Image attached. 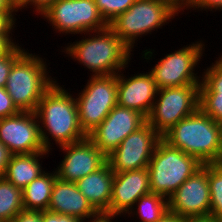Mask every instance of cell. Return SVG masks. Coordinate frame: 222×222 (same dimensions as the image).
<instances>
[{
	"label": "cell",
	"mask_w": 222,
	"mask_h": 222,
	"mask_svg": "<svg viewBox=\"0 0 222 222\" xmlns=\"http://www.w3.org/2000/svg\"><path fill=\"white\" fill-rule=\"evenodd\" d=\"M48 211L84 220L98 211L79 191L76 183L56 178L50 198Z\"/></svg>",
	"instance_id": "obj_18"
},
{
	"label": "cell",
	"mask_w": 222,
	"mask_h": 222,
	"mask_svg": "<svg viewBox=\"0 0 222 222\" xmlns=\"http://www.w3.org/2000/svg\"><path fill=\"white\" fill-rule=\"evenodd\" d=\"M146 122L147 118L137 110L116 105L87 137L105 156H108L129 134Z\"/></svg>",
	"instance_id": "obj_12"
},
{
	"label": "cell",
	"mask_w": 222,
	"mask_h": 222,
	"mask_svg": "<svg viewBox=\"0 0 222 222\" xmlns=\"http://www.w3.org/2000/svg\"><path fill=\"white\" fill-rule=\"evenodd\" d=\"M183 222H220V219H216L215 217L208 215V216L187 217L183 219Z\"/></svg>",
	"instance_id": "obj_40"
},
{
	"label": "cell",
	"mask_w": 222,
	"mask_h": 222,
	"mask_svg": "<svg viewBox=\"0 0 222 222\" xmlns=\"http://www.w3.org/2000/svg\"><path fill=\"white\" fill-rule=\"evenodd\" d=\"M149 193L148 168L114 173L109 213L126 217L138 198Z\"/></svg>",
	"instance_id": "obj_17"
},
{
	"label": "cell",
	"mask_w": 222,
	"mask_h": 222,
	"mask_svg": "<svg viewBox=\"0 0 222 222\" xmlns=\"http://www.w3.org/2000/svg\"><path fill=\"white\" fill-rule=\"evenodd\" d=\"M11 222H43L42 211L23 209L16 214Z\"/></svg>",
	"instance_id": "obj_33"
},
{
	"label": "cell",
	"mask_w": 222,
	"mask_h": 222,
	"mask_svg": "<svg viewBox=\"0 0 222 222\" xmlns=\"http://www.w3.org/2000/svg\"><path fill=\"white\" fill-rule=\"evenodd\" d=\"M49 154V151L32 154H12L3 177L22 190L46 171L41 166L43 162L41 159H45L46 155L49 157Z\"/></svg>",
	"instance_id": "obj_20"
},
{
	"label": "cell",
	"mask_w": 222,
	"mask_h": 222,
	"mask_svg": "<svg viewBox=\"0 0 222 222\" xmlns=\"http://www.w3.org/2000/svg\"><path fill=\"white\" fill-rule=\"evenodd\" d=\"M0 142L12 154H32L46 151L35 112L20 111L0 119Z\"/></svg>",
	"instance_id": "obj_13"
},
{
	"label": "cell",
	"mask_w": 222,
	"mask_h": 222,
	"mask_svg": "<svg viewBox=\"0 0 222 222\" xmlns=\"http://www.w3.org/2000/svg\"><path fill=\"white\" fill-rule=\"evenodd\" d=\"M11 156L12 153L9 151V149L2 142H0V178L3 177Z\"/></svg>",
	"instance_id": "obj_36"
},
{
	"label": "cell",
	"mask_w": 222,
	"mask_h": 222,
	"mask_svg": "<svg viewBox=\"0 0 222 222\" xmlns=\"http://www.w3.org/2000/svg\"><path fill=\"white\" fill-rule=\"evenodd\" d=\"M200 84L158 89L147 122L162 136L199 108Z\"/></svg>",
	"instance_id": "obj_10"
},
{
	"label": "cell",
	"mask_w": 222,
	"mask_h": 222,
	"mask_svg": "<svg viewBox=\"0 0 222 222\" xmlns=\"http://www.w3.org/2000/svg\"><path fill=\"white\" fill-rule=\"evenodd\" d=\"M176 1L182 5L186 0H176Z\"/></svg>",
	"instance_id": "obj_42"
},
{
	"label": "cell",
	"mask_w": 222,
	"mask_h": 222,
	"mask_svg": "<svg viewBox=\"0 0 222 222\" xmlns=\"http://www.w3.org/2000/svg\"><path fill=\"white\" fill-rule=\"evenodd\" d=\"M20 110L13 103L12 98L4 87H0V119L16 115Z\"/></svg>",
	"instance_id": "obj_30"
},
{
	"label": "cell",
	"mask_w": 222,
	"mask_h": 222,
	"mask_svg": "<svg viewBox=\"0 0 222 222\" xmlns=\"http://www.w3.org/2000/svg\"><path fill=\"white\" fill-rule=\"evenodd\" d=\"M199 108L214 121L222 124L221 93H199Z\"/></svg>",
	"instance_id": "obj_27"
},
{
	"label": "cell",
	"mask_w": 222,
	"mask_h": 222,
	"mask_svg": "<svg viewBox=\"0 0 222 222\" xmlns=\"http://www.w3.org/2000/svg\"><path fill=\"white\" fill-rule=\"evenodd\" d=\"M170 146L197 158L203 165L222 163V124L198 108L162 135Z\"/></svg>",
	"instance_id": "obj_3"
},
{
	"label": "cell",
	"mask_w": 222,
	"mask_h": 222,
	"mask_svg": "<svg viewBox=\"0 0 222 222\" xmlns=\"http://www.w3.org/2000/svg\"><path fill=\"white\" fill-rule=\"evenodd\" d=\"M63 157L55 168L57 177L76 183L81 178L97 171L106 162V156L86 137L85 139L59 147ZM65 154V155H64Z\"/></svg>",
	"instance_id": "obj_15"
},
{
	"label": "cell",
	"mask_w": 222,
	"mask_h": 222,
	"mask_svg": "<svg viewBox=\"0 0 222 222\" xmlns=\"http://www.w3.org/2000/svg\"><path fill=\"white\" fill-rule=\"evenodd\" d=\"M185 9L187 11L190 10V13L192 10L201 12H216V10L222 11V0H186L182 4V15L184 14L183 12H185Z\"/></svg>",
	"instance_id": "obj_29"
},
{
	"label": "cell",
	"mask_w": 222,
	"mask_h": 222,
	"mask_svg": "<svg viewBox=\"0 0 222 222\" xmlns=\"http://www.w3.org/2000/svg\"><path fill=\"white\" fill-rule=\"evenodd\" d=\"M45 59L26 50L10 69L5 89L20 111L35 112L43 94L57 80L49 75Z\"/></svg>",
	"instance_id": "obj_5"
},
{
	"label": "cell",
	"mask_w": 222,
	"mask_h": 222,
	"mask_svg": "<svg viewBox=\"0 0 222 222\" xmlns=\"http://www.w3.org/2000/svg\"><path fill=\"white\" fill-rule=\"evenodd\" d=\"M169 211L180 217L208 216L211 212L208 164L191 175L169 198Z\"/></svg>",
	"instance_id": "obj_14"
},
{
	"label": "cell",
	"mask_w": 222,
	"mask_h": 222,
	"mask_svg": "<svg viewBox=\"0 0 222 222\" xmlns=\"http://www.w3.org/2000/svg\"><path fill=\"white\" fill-rule=\"evenodd\" d=\"M157 92L158 87L149 71H137L131 76H125L121 71L117 74V105L121 107L137 110L147 118Z\"/></svg>",
	"instance_id": "obj_16"
},
{
	"label": "cell",
	"mask_w": 222,
	"mask_h": 222,
	"mask_svg": "<svg viewBox=\"0 0 222 222\" xmlns=\"http://www.w3.org/2000/svg\"><path fill=\"white\" fill-rule=\"evenodd\" d=\"M77 95L79 125L88 136L117 105V75L90 76Z\"/></svg>",
	"instance_id": "obj_8"
},
{
	"label": "cell",
	"mask_w": 222,
	"mask_h": 222,
	"mask_svg": "<svg viewBox=\"0 0 222 222\" xmlns=\"http://www.w3.org/2000/svg\"><path fill=\"white\" fill-rule=\"evenodd\" d=\"M161 139L162 136L146 122L106 156L107 163L114 173L147 168Z\"/></svg>",
	"instance_id": "obj_11"
},
{
	"label": "cell",
	"mask_w": 222,
	"mask_h": 222,
	"mask_svg": "<svg viewBox=\"0 0 222 222\" xmlns=\"http://www.w3.org/2000/svg\"><path fill=\"white\" fill-rule=\"evenodd\" d=\"M205 46L201 39L160 58L149 70L158 89L200 84L202 76H198L196 68L200 67Z\"/></svg>",
	"instance_id": "obj_7"
},
{
	"label": "cell",
	"mask_w": 222,
	"mask_h": 222,
	"mask_svg": "<svg viewBox=\"0 0 222 222\" xmlns=\"http://www.w3.org/2000/svg\"><path fill=\"white\" fill-rule=\"evenodd\" d=\"M167 211H169L168 198L159 194L149 193L139 197L126 216L128 218L133 216L132 219L137 216L136 219H139V222H156Z\"/></svg>",
	"instance_id": "obj_22"
},
{
	"label": "cell",
	"mask_w": 222,
	"mask_h": 222,
	"mask_svg": "<svg viewBox=\"0 0 222 222\" xmlns=\"http://www.w3.org/2000/svg\"><path fill=\"white\" fill-rule=\"evenodd\" d=\"M40 17L58 35L82 36L108 27L94 0H56Z\"/></svg>",
	"instance_id": "obj_9"
},
{
	"label": "cell",
	"mask_w": 222,
	"mask_h": 222,
	"mask_svg": "<svg viewBox=\"0 0 222 222\" xmlns=\"http://www.w3.org/2000/svg\"><path fill=\"white\" fill-rule=\"evenodd\" d=\"M114 172L106 162L97 171L76 182L79 191L90 204L101 212H109Z\"/></svg>",
	"instance_id": "obj_19"
},
{
	"label": "cell",
	"mask_w": 222,
	"mask_h": 222,
	"mask_svg": "<svg viewBox=\"0 0 222 222\" xmlns=\"http://www.w3.org/2000/svg\"><path fill=\"white\" fill-rule=\"evenodd\" d=\"M56 0H24L18 6V12L24 11L26 8H32L33 14L42 15ZM34 9V10H33Z\"/></svg>",
	"instance_id": "obj_31"
},
{
	"label": "cell",
	"mask_w": 222,
	"mask_h": 222,
	"mask_svg": "<svg viewBox=\"0 0 222 222\" xmlns=\"http://www.w3.org/2000/svg\"><path fill=\"white\" fill-rule=\"evenodd\" d=\"M0 12H18V7L12 0H0Z\"/></svg>",
	"instance_id": "obj_39"
},
{
	"label": "cell",
	"mask_w": 222,
	"mask_h": 222,
	"mask_svg": "<svg viewBox=\"0 0 222 222\" xmlns=\"http://www.w3.org/2000/svg\"><path fill=\"white\" fill-rule=\"evenodd\" d=\"M19 43L0 56V87L6 86L7 78L14 62L26 51Z\"/></svg>",
	"instance_id": "obj_28"
},
{
	"label": "cell",
	"mask_w": 222,
	"mask_h": 222,
	"mask_svg": "<svg viewBox=\"0 0 222 222\" xmlns=\"http://www.w3.org/2000/svg\"><path fill=\"white\" fill-rule=\"evenodd\" d=\"M84 36L65 44L61 52L89 69L90 76L117 75L127 70L133 51L109 27Z\"/></svg>",
	"instance_id": "obj_2"
},
{
	"label": "cell",
	"mask_w": 222,
	"mask_h": 222,
	"mask_svg": "<svg viewBox=\"0 0 222 222\" xmlns=\"http://www.w3.org/2000/svg\"><path fill=\"white\" fill-rule=\"evenodd\" d=\"M116 217L118 218V216L113 215L109 212L98 211L93 216H90L88 218H85L84 220H81V222H114L113 220Z\"/></svg>",
	"instance_id": "obj_35"
},
{
	"label": "cell",
	"mask_w": 222,
	"mask_h": 222,
	"mask_svg": "<svg viewBox=\"0 0 222 222\" xmlns=\"http://www.w3.org/2000/svg\"><path fill=\"white\" fill-rule=\"evenodd\" d=\"M57 178L55 169L44 171L22 189V202L27 210H48L52 187Z\"/></svg>",
	"instance_id": "obj_21"
},
{
	"label": "cell",
	"mask_w": 222,
	"mask_h": 222,
	"mask_svg": "<svg viewBox=\"0 0 222 222\" xmlns=\"http://www.w3.org/2000/svg\"><path fill=\"white\" fill-rule=\"evenodd\" d=\"M57 82L56 80L43 94L35 110L43 145L50 153L54 149L51 148L54 147L53 144L59 148L87 137L79 125L74 94L68 92L65 85L60 86Z\"/></svg>",
	"instance_id": "obj_1"
},
{
	"label": "cell",
	"mask_w": 222,
	"mask_h": 222,
	"mask_svg": "<svg viewBox=\"0 0 222 222\" xmlns=\"http://www.w3.org/2000/svg\"><path fill=\"white\" fill-rule=\"evenodd\" d=\"M12 35H0V56L7 53L15 44L16 40Z\"/></svg>",
	"instance_id": "obj_37"
},
{
	"label": "cell",
	"mask_w": 222,
	"mask_h": 222,
	"mask_svg": "<svg viewBox=\"0 0 222 222\" xmlns=\"http://www.w3.org/2000/svg\"><path fill=\"white\" fill-rule=\"evenodd\" d=\"M24 209L22 190L4 177L0 178V221L11 222Z\"/></svg>",
	"instance_id": "obj_23"
},
{
	"label": "cell",
	"mask_w": 222,
	"mask_h": 222,
	"mask_svg": "<svg viewBox=\"0 0 222 222\" xmlns=\"http://www.w3.org/2000/svg\"><path fill=\"white\" fill-rule=\"evenodd\" d=\"M42 221L43 222H81L80 219L67 216V215H61L58 213L50 212L48 210L42 211Z\"/></svg>",
	"instance_id": "obj_34"
},
{
	"label": "cell",
	"mask_w": 222,
	"mask_h": 222,
	"mask_svg": "<svg viewBox=\"0 0 222 222\" xmlns=\"http://www.w3.org/2000/svg\"><path fill=\"white\" fill-rule=\"evenodd\" d=\"M203 164L161 139L148 164L151 193L169 198Z\"/></svg>",
	"instance_id": "obj_6"
},
{
	"label": "cell",
	"mask_w": 222,
	"mask_h": 222,
	"mask_svg": "<svg viewBox=\"0 0 222 222\" xmlns=\"http://www.w3.org/2000/svg\"><path fill=\"white\" fill-rule=\"evenodd\" d=\"M183 217H180L176 213L167 211L159 220L156 222H183Z\"/></svg>",
	"instance_id": "obj_38"
},
{
	"label": "cell",
	"mask_w": 222,
	"mask_h": 222,
	"mask_svg": "<svg viewBox=\"0 0 222 222\" xmlns=\"http://www.w3.org/2000/svg\"><path fill=\"white\" fill-rule=\"evenodd\" d=\"M219 54L217 60L200 74L202 80L199 87V93H221L222 94V55Z\"/></svg>",
	"instance_id": "obj_25"
},
{
	"label": "cell",
	"mask_w": 222,
	"mask_h": 222,
	"mask_svg": "<svg viewBox=\"0 0 222 222\" xmlns=\"http://www.w3.org/2000/svg\"><path fill=\"white\" fill-rule=\"evenodd\" d=\"M211 212L216 219L222 217V163L208 164Z\"/></svg>",
	"instance_id": "obj_24"
},
{
	"label": "cell",
	"mask_w": 222,
	"mask_h": 222,
	"mask_svg": "<svg viewBox=\"0 0 222 222\" xmlns=\"http://www.w3.org/2000/svg\"><path fill=\"white\" fill-rule=\"evenodd\" d=\"M96 6L107 24L119 14L127 11L136 0H94Z\"/></svg>",
	"instance_id": "obj_26"
},
{
	"label": "cell",
	"mask_w": 222,
	"mask_h": 222,
	"mask_svg": "<svg viewBox=\"0 0 222 222\" xmlns=\"http://www.w3.org/2000/svg\"><path fill=\"white\" fill-rule=\"evenodd\" d=\"M16 12H0V35H14Z\"/></svg>",
	"instance_id": "obj_32"
},
{
	"label": "cell",
	"mask_w": 222,
	"mask_h": 222,
	"mask_svg": "<svg viewBox=\"0 0 222 222\" xmlns=\"http://www.w3.org/2000/svg\"><path fill=\"white\" fill-rule=\"evenodd\" d=\"M179 13L182 14V5L176 0H136L127 11L110 22L108 27L134 51L136 41L169 22L172 23Z\"/></svg>",
	"instance_id": "obj_4"
},
{
	"label": "cell",
	"mask_w": 222,
	"mask_h": 222,
	"mask_svg": "<svg viewBox=\"0 0 222 222\" xmlns=\"http://www.w3.org/2000/svg\"><path fill=\"white\" fill-rule=\"evenodd\" d=\"M12 1L18 7L24 0H12Z\"/></svg>",
	"instance_id": "obj_41"
}]
</instances>
